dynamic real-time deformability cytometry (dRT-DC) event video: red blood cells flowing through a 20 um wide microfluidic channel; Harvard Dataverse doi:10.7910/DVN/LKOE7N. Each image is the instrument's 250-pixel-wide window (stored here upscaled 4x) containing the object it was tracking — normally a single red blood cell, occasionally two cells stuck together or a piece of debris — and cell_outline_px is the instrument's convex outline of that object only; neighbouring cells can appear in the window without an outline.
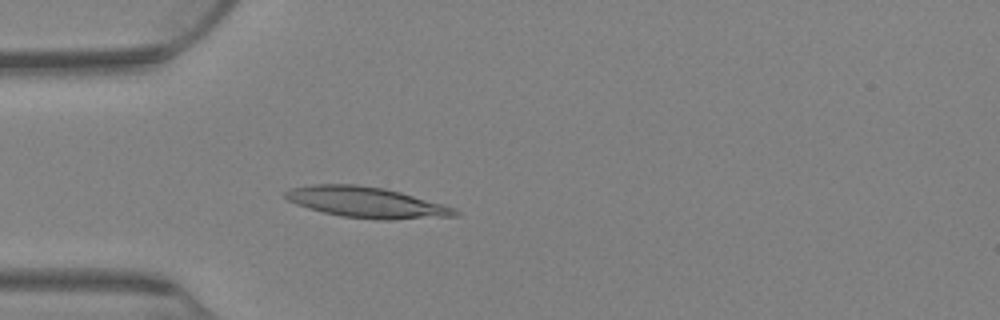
{"species": "Egyptian fruit bat (a non-hibernating species)", "species_latin": "Rousettus aegyptiacus", "temperature_condition": "warm", "stored_images_in_passage": 70, "camera_frame_rate_fps": 3000, "um_per_image_px": 0.085, "animal": {"sex": "female"}, "frame": {"image": 1, "passage_image": 23, "time_ms": 7.333, "image_size_px": [1000, 320], "cell_outline_px": [[460, 216], [388, 220], [376, 220], [340, 216], [308, 208], [296, 204], [288, 200], [284, 196], [284, 192], [288, 188], [312, 184], [356, 184], [384, 188], [400, 192], [444, 204], [460, 212]], "centroid_in_image_um": [31.14, 17.2], "position_along_channel_um": 53.9, "area_um2": 30.63}}
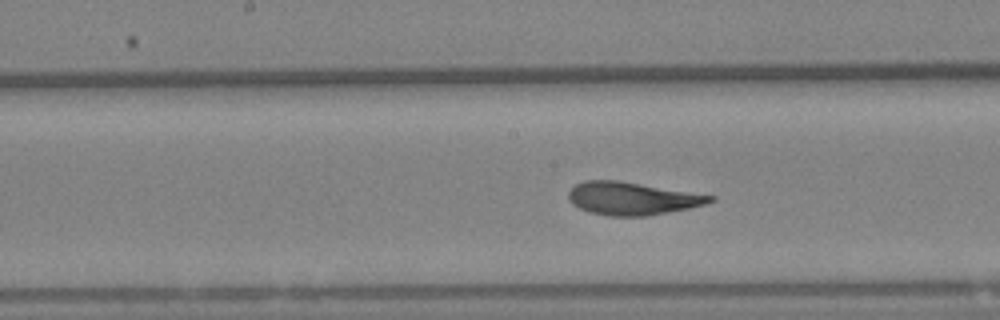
{"frame": {"image": 2, "passage_image": 40, "time_ms": 13.0, "image_size_px": [1000, 320], "cell_outline_px": [[716, 200], [708, 204], [648, 216], [608, 216], [588, 212], [572, 204], [568, 200], [568, 192], [576, 184], [584, 180], [616, 180], [716, 196]], "centroid_in_image_um": [53.72, 16.87], "position_along_channel_um": 194.5, "area_um2": 27.11}}
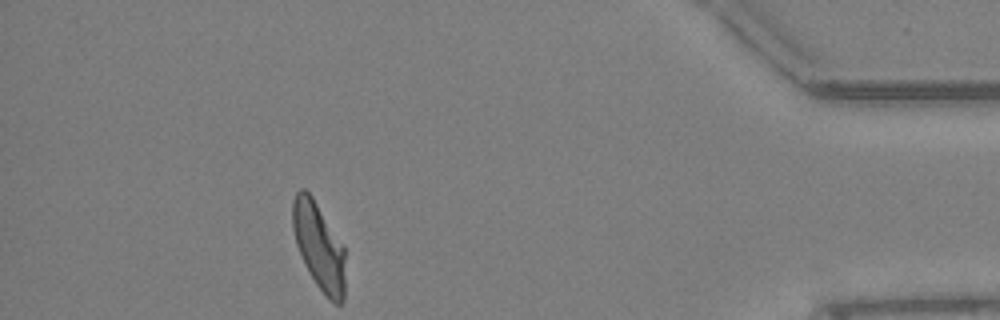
{"frame": {"image": 3, "passage_image": 70, "time_ms": 23.0, "image_size_px": [1000, 320], "cell_outline_px": [[344, 300], [340, 304], [332, 304], [328, 300], [316, 284], [304, 264], [296, 244], [292, 228], [292, 200], [296, 192], [300, 188], [304, 188], [312, 196], [344, 248]], "centroid_in_image_um": [27.08, 20.95], "position_along_channel_um": 408.1, "area_um2": 26.59}, "authors_computed_cell_mechanics": {"area_um2": 27.8018, "velocity_mm_per_s": 2.6415, "shape_relaxation_time_tau1_ms": 9.2295, "shape_relaxation_time_tau2_ms": 1.9976, "deformation_change_tau1": 0.2363, "deformation_change_tau2": 0.0919}}